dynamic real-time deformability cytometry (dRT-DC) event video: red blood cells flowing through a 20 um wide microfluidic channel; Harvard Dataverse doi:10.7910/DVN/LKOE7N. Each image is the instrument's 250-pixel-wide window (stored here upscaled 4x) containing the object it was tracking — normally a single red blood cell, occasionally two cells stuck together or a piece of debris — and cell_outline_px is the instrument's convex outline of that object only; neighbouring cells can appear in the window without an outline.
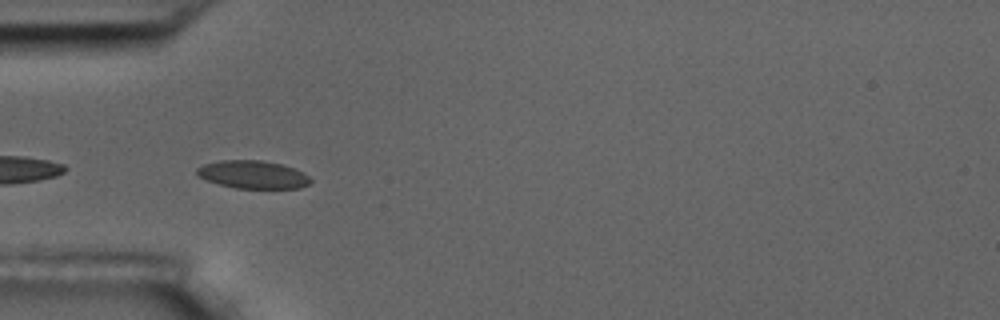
{"species": "common noctule bat (a hibernating species)", "species_latin": "Nyctalus noctula", "temperature_condition": "room temperature", "stored_images_in_passage": 10, "segment_of_instrument_passage": [2, 2], "camera_frame_rate_fps": 3000, "um_per_image_px": 0.085, "animal": {"sex": "male", "body_mass_g": 17.5, "forearm_length_mm": 52.3}, "frame": {"image": 1, "passage_image": 6, "time_ms": 5.667, "image_size_px": [1000, 320], "cell_outline_px": [[312, 180], [308, 184], [300, 188], [236, 188], [220, 184], [196, 176], [196, 168], [204, 164], [220, 160], [260, 160], [280, 164], [304, 172]], "centroid_in_image_um": [21.48, 14.83], "position_along_channel_um": 63.5, "area_um2": 18.38}}
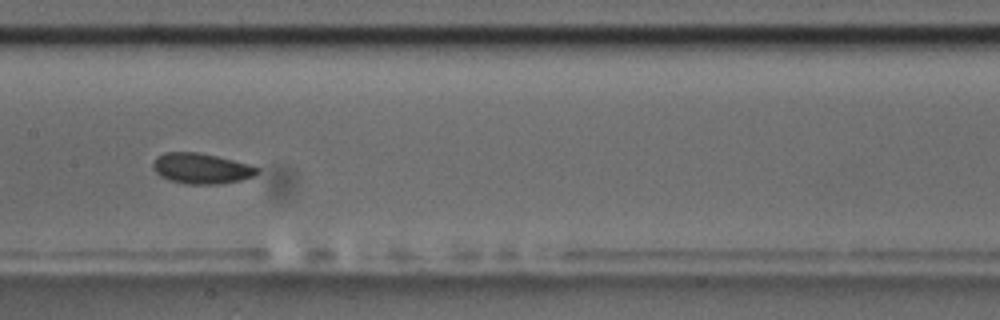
{"frame": {"image": 2, "passage_image": 9, "time_ms": 9.333, "image_size_px": [1000, 320], "cell_outline_px": [[260, 172], [252, 176], [240, 180], [220, 184], [184, 184], [168, 180], [160, 176], [152, 168], [152, 164], [156, 156], [164, 152], [196, 152], [216, 156], [248, 164], [260, 168]], "centroid_in_image_um": [17.07, 14.32], "position_along_channel_um": 190.3, "area_um2": 18.61}}
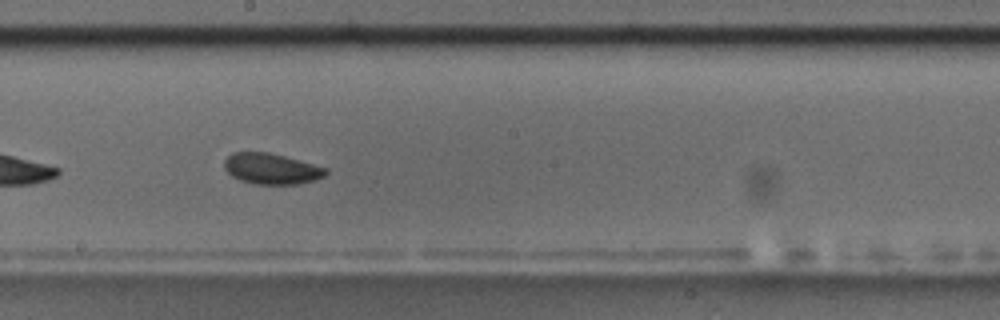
{"frame": {"image": 3, "passage_image": 10, "time_ms": 10.333, "image_size_px": [1000, 320], "cell_outline_px": [[328, 172], [324, 176], [316, 180], [296, 184], [256, 184], [240, 180], [232, 176], [224, 168], [224, 160], [232, 152], [268, 152], [284, 156], [328, 168]], "centroid_in_image_um": [23.07, 14.34], "position_along_channel_um": 225.1, "area_um2": 18.21}}